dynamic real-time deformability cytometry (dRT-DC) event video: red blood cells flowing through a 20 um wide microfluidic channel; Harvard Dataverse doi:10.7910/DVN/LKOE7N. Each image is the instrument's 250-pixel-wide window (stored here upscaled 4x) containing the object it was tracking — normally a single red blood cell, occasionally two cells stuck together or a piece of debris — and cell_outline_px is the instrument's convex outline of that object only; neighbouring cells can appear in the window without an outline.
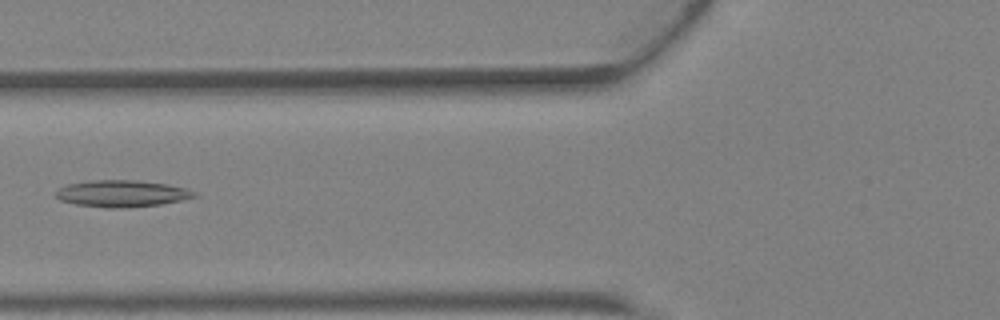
{"species": "Egyptian fruit bat (a non-hibernating species)", "species_latin": "Rousettus aegyptiacus", "temperature_condition": "warm", "stored_images_in_passage": 41, "camera_frame_rate_fps": 3000, "um_per_image_px": 0.085, "animal": {"sex": "female"}, "frame": {"image": 1, "passage_image": 16, "time_ms": 5.0, "image_size_px": [1000, 320], "cell_outline_px": [[200, 196], [160, 204], [124, 208], [104, 208], [76, 204], [60, 200], [56, 196], [56, 188], [68, 184], [88, 180], [136, 180], [168, 184], [188, 188], [196, 192]], "centroid_in_image_um": [10.37, 16.44], "position_along_channel_um": 115.4, "area_um2": 21.79}}
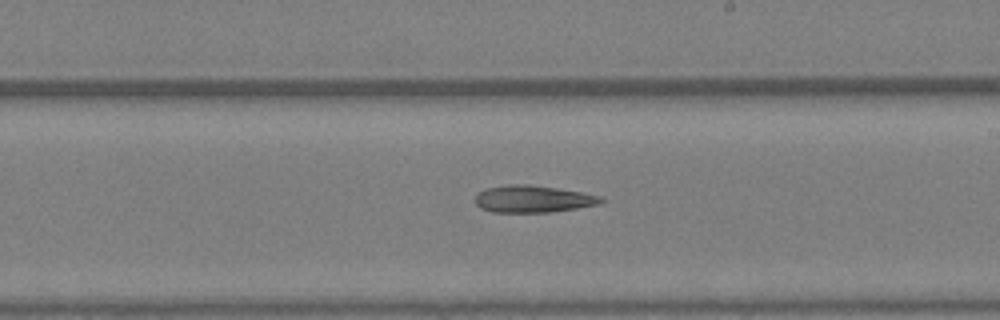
{"frame": {"image": 2, "passage_image": 24, "time_ms": 7.667, "image_size_px": [1000, 320], "cell_outline_px": [[604, 200], [600, 204], [552, 212], [492, 212], [480, 208], [476, 204], [476, 196], [480, 192], [488, 188], [512, 184], [528, 184], [556, 188], [580, 192], [600, 196]], "centroid_in_image_um": [45.3, 16.92], "position_along_channel_um": 243.7, "area_um2": 19.59}}
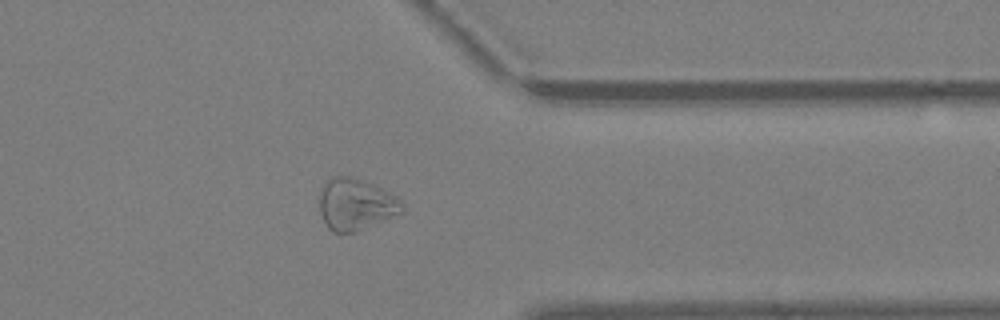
{"frame": {"image": 3, "passage_image": 33, "time_ms": 10.667, "image_size_px": [1000, 320], "cell_outline_px": [[404, 212], [356, 232], [332, 232], [328, 228], [320, 212], [320, 192], [324, 184], [328, 180], [336, 176], [352, 176], [372, 184], [396, 196], [404, 204]], "centroid_in_image_um": [30.25, 17.38], "position_along_channel_um": 381.1, "area_um2": 24.74}}